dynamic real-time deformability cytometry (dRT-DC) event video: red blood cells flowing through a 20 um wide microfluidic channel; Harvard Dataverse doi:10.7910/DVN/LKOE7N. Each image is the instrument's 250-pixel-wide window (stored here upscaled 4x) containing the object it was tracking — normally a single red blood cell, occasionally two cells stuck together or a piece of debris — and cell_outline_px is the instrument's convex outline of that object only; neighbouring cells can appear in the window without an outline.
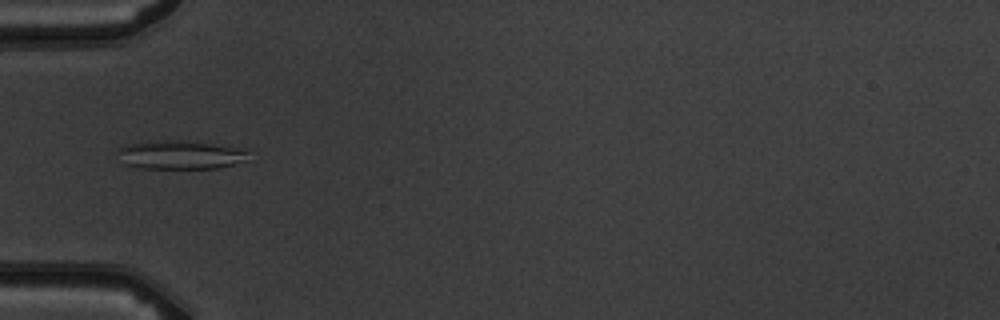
{"species": "common noctule bat (a hibernating species)", "species_latin": "Nyctalus noctula", "temperature_condition": "warm", "stored_images_in_passage": 5, "camera_frame_rate_fps": 3000, "um_per_image_px": 0.085, "animal": {"sex": "male", "body_mass_g": 19.5, "forearm_length_mm": 54.6}, "frame": {"image": 1, "passage_image": 4, "time_ms": 3.667, "image_size_px": [1000, 320], "cell_outline_px": [[248, 148], [244, 160], [220, 168], [140, 168], [124, 164], [116, 152], [116, 148], [128, 144], [152, 140], [176, 140]], "centroid_in_image_um": [15.26, 13.15], "position_along_channel_um": 69.7, "area_um2": 21.85}}
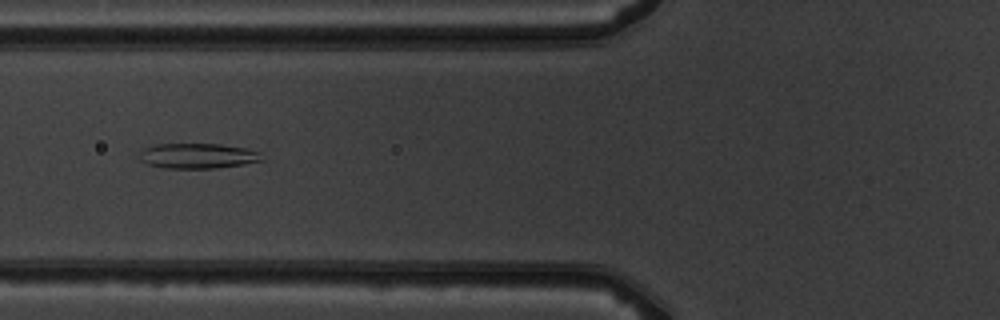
{"frame": {"image": 2, "passage_image": 5, "time_ms": 4.667, "image_size_px": [1000, 320], "cell_outline_px": [[264, 160], [244, 164], [216, 168], [164, 168], [148, 164], [140, 160], [140, 152], [144, 148], [156, 144], [220, 144], [248, 148], [260, 152]], "centroid_in_image_um": [16.84, 13.24], "position_along_channel_um": 109.0, "area_um2": 18.03}}